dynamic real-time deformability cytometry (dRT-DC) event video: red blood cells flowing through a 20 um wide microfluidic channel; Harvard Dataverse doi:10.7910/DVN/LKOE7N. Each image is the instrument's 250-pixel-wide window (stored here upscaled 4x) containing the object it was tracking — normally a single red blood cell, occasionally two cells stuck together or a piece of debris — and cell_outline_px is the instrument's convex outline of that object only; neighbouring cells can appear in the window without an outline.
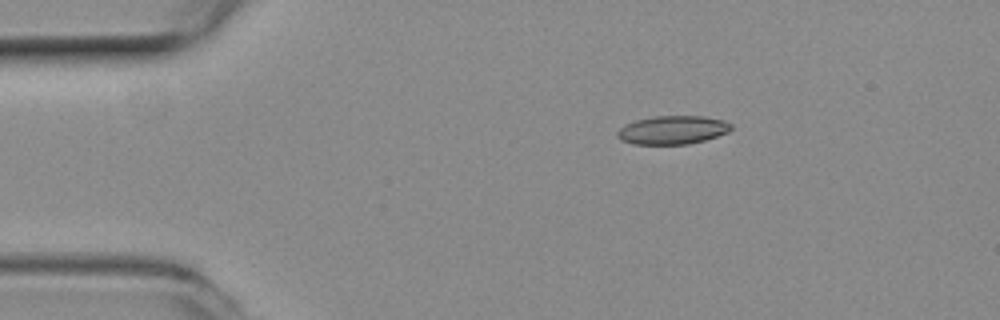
{"species": "common noctule bat (a hibernating species)", "species_latin": "Nyctalus noctula", "temperature_condition": "room temperature", "stored_images_in_passage": 44, "camera_frame_rate_fps": 3000, "um_per_image_px": 0.085, "animal": {"sex": "female", "body_mass_g": 19.3, "forearm_length_mm": 54.1}, "frame": {"image": 1, "passage_image": 1, "time_ms": 0.0, "image_size_px": [1000, 320], "cell_outline_px": [[732, 128], [728, 132], [704, 140], [688, 144], [632, 144], [620, 140], [616, 136], [616, 132], [624, 124], [636, 120], [652, 116], [704, 116], [724, 120], [732, 124]], "centroid_in_image_um": [57.14, 11.04], "position_along_channel_um": 27.9, "area_um2": 19.02}}
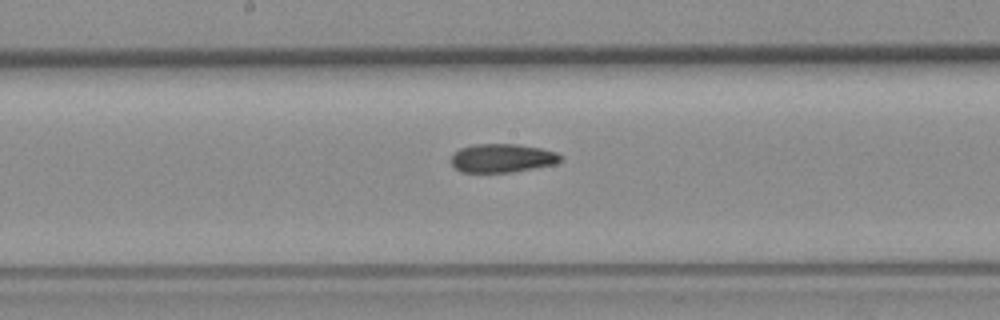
{"frame": {"image": 2, "passage_image": 19, "time_ms": 6.0, "image_size_px": [1000, 320], "cell_outline_px": [[560, 160], [556, 164], [508, 172], [460, 172], [452, 164], [452, 156], [460, 148], [472, 144], [516, 144], [540, 148], [556, 152], [560, 156]], "centroid_in_image_um": [42.66, 13.43], "position_along_channel_um": 205.5, "area_um2": 17.98}}
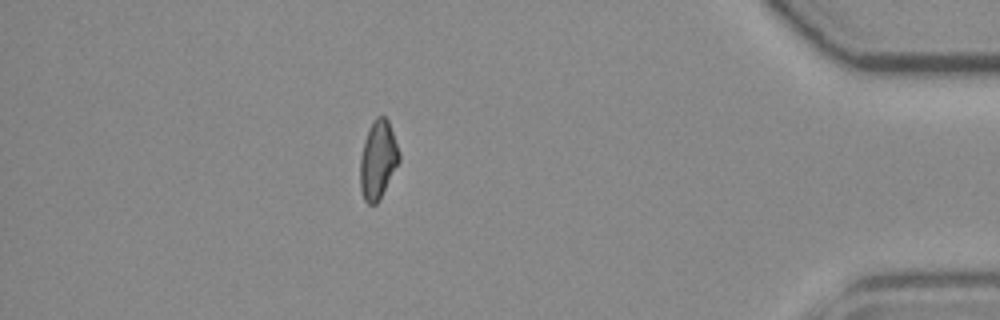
{"frame": {"image": 3, "passage_image": 38, "time_ms": 12.333, "image_size_px": [1000, 320], "cell_outline_px": [[400, 160], [380, 200], [376, 204], [368, 204], [364, 200], [360, 188], [360, 156], [364, 140], [372, 120], [376, 116], [384, 116], [388, 120], [400, 152]], "centroid_in_image_um": [32.12, 13.59], "position_along_channel_um": 403.1, "area_um2": 17.98}, "authors_computed_cell_mechanics": {"area_um2": 18.4093, "velocity_mm_per_s": 3.895, "shape_relaxation_time_tau1_ms": null, "shape_relaxation_time_tau2_ms": 3.0248, "deformation_change_tau1": null, "deformation_change_tau2": 0.1014}}